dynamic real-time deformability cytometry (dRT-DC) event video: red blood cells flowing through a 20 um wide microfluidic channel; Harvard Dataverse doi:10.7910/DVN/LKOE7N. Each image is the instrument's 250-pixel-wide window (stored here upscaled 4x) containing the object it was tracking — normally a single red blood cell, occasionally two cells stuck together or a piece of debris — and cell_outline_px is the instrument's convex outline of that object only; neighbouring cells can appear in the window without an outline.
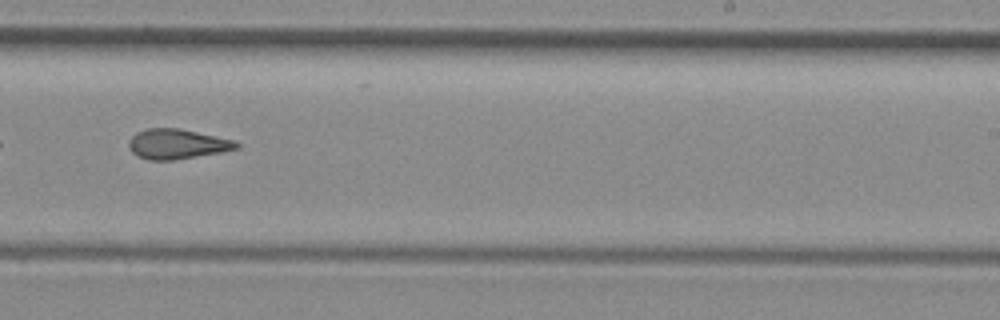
{"species": "common noctule bat (a hibernating species)", "species_latin": "Nyctalus noctula", "temperature_condition": "room temperature", "stored_images_in_passage": 40, "camera_frame_rate_fps": 3000, "um_per_image_px": 0.085, "animal": {"sex": "female", "body_mass_g": 29.2, "forearm_length_mm": 56.3}, "frame": {"image": 1, "passage_image": 23, "time_ms": 7.333, "image_size_px": [1000, 320], "cell_outline_px": [[240, 148], [220, 152], [172, 160], [148, 160], [136, 156], [132, 152], [128, 144], [132, 136], [136, 132], [148, 128], [180, 128], [236, 140], [240, 144]], "centroid_in_image_um": [15.06, 12.23], "position_along_channel_um": 273.9, "area_um2": 18.84}}
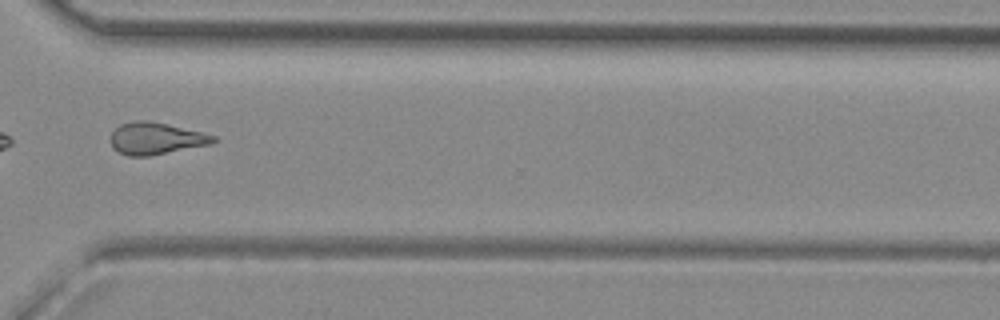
{"frame": {"image": 2, "passage_image": 29, "time_ms": 9.333, "image_size_px": [1000, 320], "cell_outline_px": [[216, 140], [212, 144], [148, 156], [128, 156], [112, 148], [108, 140], [112, 132], [120, 124], [132, 120], [148, 120], [200, 132], [216, 136]], "centroid_in_image_um": [13.19, 11.77], "position_along_channel_um": 357.4, "area_um2": 19.13}, "authors_computed_cell_mechanics": {"area_um2": 19.074, "velocity_mm_per_s": 4.1626, "shape_relaxation_time_tau1_ms": null, "shape_relaxation_time_tau2_ms": 4.41, "deformation_change_tau1": null, "deformation_change_tau2": 0.1318}}